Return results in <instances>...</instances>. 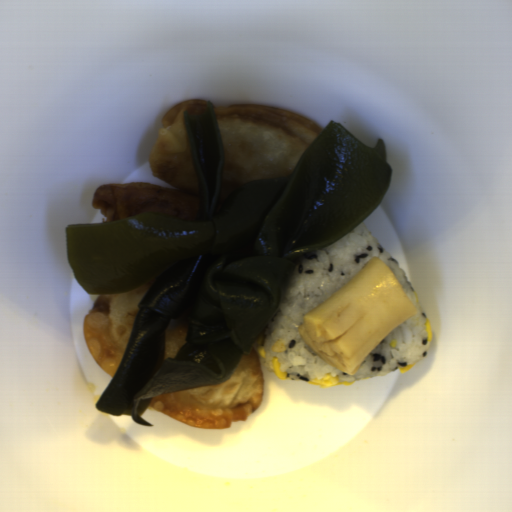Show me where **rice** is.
Masks as SVG:
<instances>
[{"mask_svg":"<svg viewBox=\"0 0 512 512\" xmlns=\"http://www.w3.org/2000/svg\"><path fill=\"white\" fill-rule=\"evenodd\" d=\"M378 257L398 278L416 309L413 317L390 331L352 376L323 360L300 336L303 316L312 312L345 286L366 264ZM427 319L417 294L399 262L379 243L362 222L356 228L317 251L294 261L292 272L283 286L277 313L257 337L266 357L263 366L274 373L272 360L277 357L286 380L308 382L338 376L340 382H359L400 371L418 364L428 353ZM282 338L285 352H272V345ZM413 365V366H414Z\"/></svg>","mask_w":512,"mask_h":512,"instance_id":"1","label":"rice"}]
</instances>
